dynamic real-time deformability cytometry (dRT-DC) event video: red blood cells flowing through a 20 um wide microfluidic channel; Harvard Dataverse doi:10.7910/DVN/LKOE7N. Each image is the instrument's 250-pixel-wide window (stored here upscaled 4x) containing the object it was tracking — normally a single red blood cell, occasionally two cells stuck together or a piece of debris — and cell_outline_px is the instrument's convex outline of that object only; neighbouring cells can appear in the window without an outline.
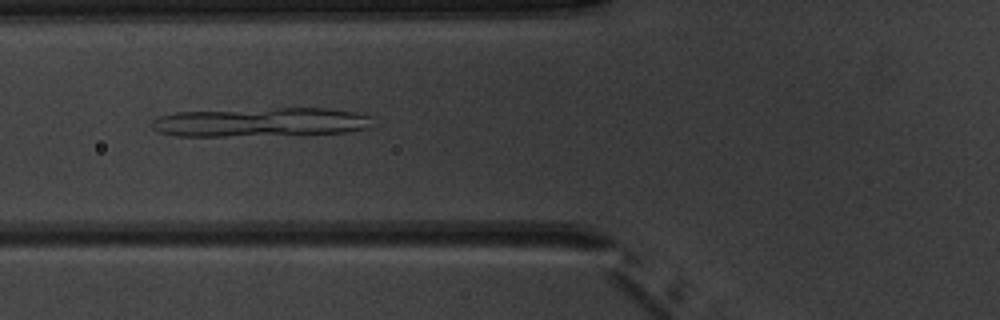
{"species": "common noctule bat (a hibernating species)", "species_latin": "Nyctalus noctula", "temperature_condition": "warm", "stored_images_in_passage": 8, "camera_frame_rate_fps": 3000, "um_per_image_px": 0.085, "animal": {"sex": "male", "body_mass_g": 20.1, "forearm_length_mm": 53.5}, "frame": {"image": 1, "passage_image": 6, "time_ms": 7.0, "image_size_px": [1000, 320], "cell_outline_px": [[376, 116], [372, 128], [344, 132], [224, 136], [176, 136], [160, 132], [152, 128], [152, 120], [160, 116], [176, 112], [276, 108], [328, 108], [356, 112]], "centroid_in_image_um": [22.25, 10.37], "position_along_channel_um": 103.6, "area_um2": 37.4}}
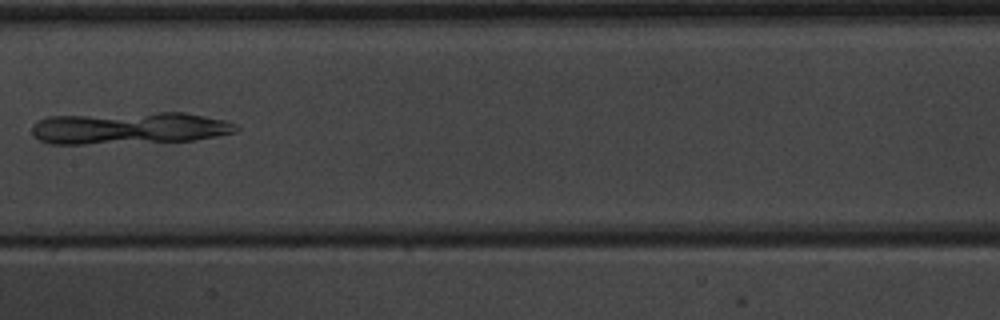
{"frame": {"image": 2, "passage_image": 8, "time_ms": 9.333, "image_size_px": [1000, 320], "cell_outline_px": [[240, 128], [236, 132], [216, 136], [192, 140], [84, 144], [48, 144], [40, 140], [32, 132], [32, 124], [48, 116], [156, 112], [184, 112], [224, 120], [236, 124]], "centroid_in_image_um": [10.99, 10.88], "position_along_channel_um": 196.4, "area_um2": 38.15}}